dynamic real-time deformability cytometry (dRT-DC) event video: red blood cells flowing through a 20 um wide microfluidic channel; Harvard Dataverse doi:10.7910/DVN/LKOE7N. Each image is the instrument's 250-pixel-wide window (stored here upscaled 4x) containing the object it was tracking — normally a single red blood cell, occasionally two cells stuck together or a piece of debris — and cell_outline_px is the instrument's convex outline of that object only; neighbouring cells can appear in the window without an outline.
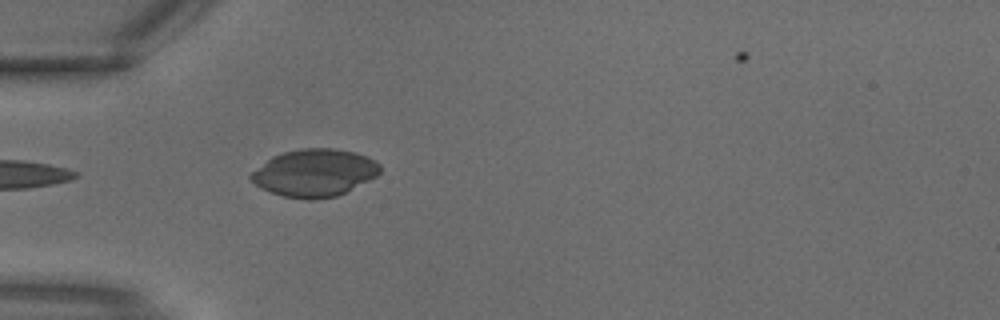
{"species": "common noctule bat (a hibernating species)", "species_latin": "Nyctalus noctula", "temperature_condition": "warm", "stored_images_in_passage": 2, "camera_frame_rate_fps": 3000, "um_per_image_px": 0.085, "animal": {"sex": "male", "body_mass_g": 18.8}, "frame": {"image": 1, "passage_image": 2, "time_ms": 0.333, "image_size_px": [1000, 320], "cell_outline_px": [[380, 172], [376, 176], [336, 196], [312, 200], [308, 200], [284, 196], [272, 192], [256, 184], [248, 176], [252, 172], [272, 156], [284, 152], [300, 148], [332, 148], [356, 152], [368, 156], [376, 160], [380, 164]], "centroid_in_image_um": [26.76, 14.67], "position_along_channel_um": 58.2, "area_um2": 35.37}}